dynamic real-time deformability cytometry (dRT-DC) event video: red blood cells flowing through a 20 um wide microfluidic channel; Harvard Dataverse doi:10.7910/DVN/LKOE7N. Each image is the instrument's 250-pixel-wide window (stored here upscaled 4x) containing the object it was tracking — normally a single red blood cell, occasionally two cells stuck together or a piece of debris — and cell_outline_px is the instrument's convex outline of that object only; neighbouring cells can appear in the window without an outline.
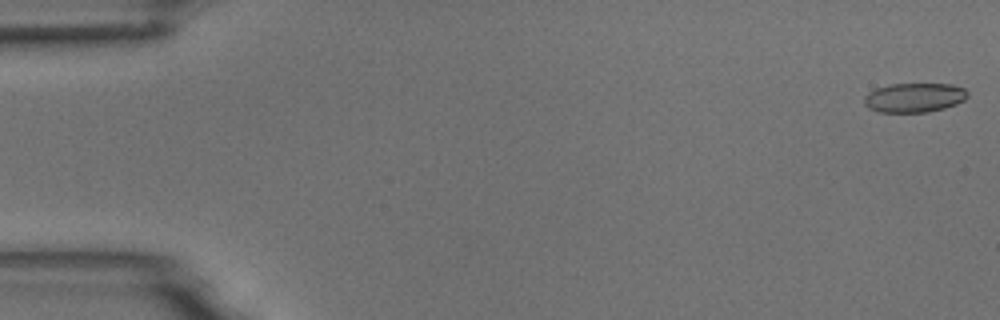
{"species": "common noctule bat (a hibernating species)", "species_latin": "Nyctalus noctula", "temperature_condition": "room temperature", "stored_images_in_passage": 54, "camera_frame_rate_fps": 3000, "um_per_image_px": 0.085, "animal": {"sex": "male", "body_mass_g": 18.8}, "frame": {"image": 1, "passage_image": 1, "time_ms": 0.0, "image_size_px": [1000, 320], "cell_outline_px": [[968, 96], [964, 100], [956, 104], [944, 108], [928, 112], [880, 112], [868, 108], [864, 104], [864, 96], [868, 92], [876, 88], [892, 84], [952, 84], [964, 88], [968, 92]], "centroid_in_image_um": [77.71, 8.3], "position_along_channel_um": 7.3, "area_um2": 17.74}}
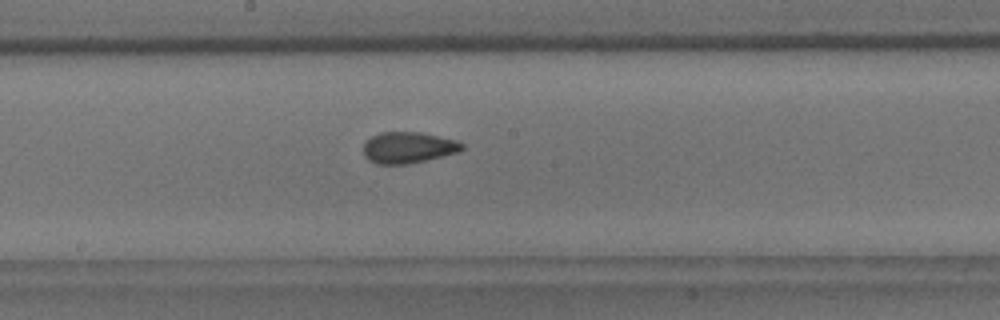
{"frame": {"image": 2, "passage_image": 29, "time_ms": 9.333, "image_size_px": [1000, 320], "cell_outline_px": [[464, 148], [456, 152], [424, 160], [404, 164], [376, 164], [368, 160], [364, 156], [364, 140], [380, 132], [420, 132], [456, 140], [464, 144]], "centroid_in_image_um": [34.64, 12.53], "position_along_channel_um": 213.6, "area_um2": 17.8}}
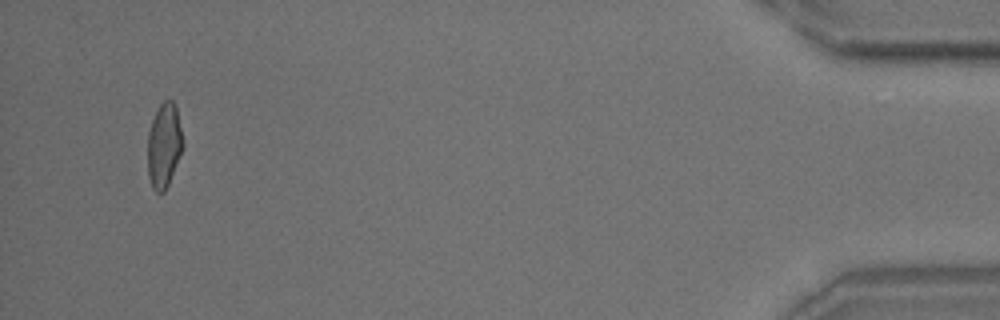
{"frame": {"image": 3, "passage_image": 52, "time_ms": 17.0, "image_size_px": [1000, 320], "cell_outline_px": [[184, 144], [168, 184], [164, 192], [156, 192], [152, 188], [148, 176], [148, 132], [152, 120], [160, 104], [164, 100], [172, 100], [176, 104]], "centroid_in_image_um": [13.94, 12.34], "position_along_channel_um": 421.3, "area_um2": 17.28}, "authors_computed_cell_mechanics": {"area_um2": 18.0047, "velocity_mm_per_s": 3.7229, "shape_relaxation_time_tau1_ms": null, "shape_relaxation_time_tau2_ms": 1.3533, "deformation_change_tau1": null, "deformation_change_tau2": 0.0739}}